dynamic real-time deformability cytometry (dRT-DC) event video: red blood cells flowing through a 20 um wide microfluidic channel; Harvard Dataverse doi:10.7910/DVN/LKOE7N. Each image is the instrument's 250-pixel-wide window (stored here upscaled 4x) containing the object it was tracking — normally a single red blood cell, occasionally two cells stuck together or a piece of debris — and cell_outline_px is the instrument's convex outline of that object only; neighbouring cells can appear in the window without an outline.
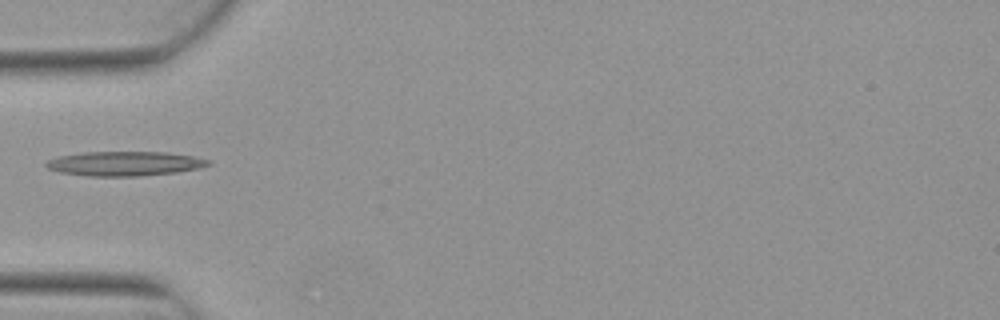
{"species": "Egyptian fruit bat (a non-hibernating species)", "species_latin": "Rousettus aegyptiacus", "temperature_condition": "warm", "stored_images_in_passage": 1, "camera_frame_rate_fps": 3000, "um_per_image_px": 0.085, "animal": {"sex": "female"}, "frame": {"image": 1, "passage_image": 1, "time_ms": 0.0, "image_size_px": [1000, 320], "cell_outline_px": [[212, 164], [200, 168], [176, 172], [140, 176], [88, 176], [60, 172], [48, 168], [44, 164], [48, 160], [56, 156], [84, 152], [168, 152], [192, 156], [212, 160]], "centroid_in_image_um": [10.61, 13.9], "position_along_channel_um": 74.4, "area_um2": 23.24}}